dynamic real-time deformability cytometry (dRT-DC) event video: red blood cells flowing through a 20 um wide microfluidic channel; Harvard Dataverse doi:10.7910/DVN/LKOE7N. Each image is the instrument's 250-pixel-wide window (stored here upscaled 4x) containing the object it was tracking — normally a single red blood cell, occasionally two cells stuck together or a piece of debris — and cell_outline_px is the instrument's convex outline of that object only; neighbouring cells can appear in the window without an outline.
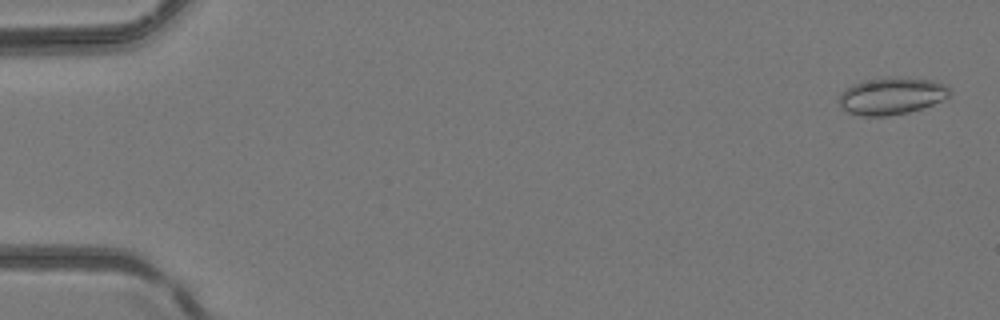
{"species": "common noctule bat (a hibernating species)", "species_latin": "Nyctalus noctula", "temperature_condition": "room temperature", "stored_images_in_passage": 2, "camera_frame_rate_fps": 3000, "um_per_image_px": 0.085, "animal": {"sex": "female", "body_mass_g": 24.6, "forearm_length_mm": 56.2}, "frame": {"image": 1, "passage_image": 1, "time_ms": 0.0, "image_size_px": [1000, 320], "cell_outline_px": [[948, 96], [932, 104], [908, 112], [888, 116], [864, 116], [848, 112], [840, 104], [840, 92], [852, 84], [868, 80], [888, 76], [932, 80], [944, 84], [948, 88]], "centroid_in_image_um": [75.75, 8.14], "position_along_channel_um": 9.3, "area_um2": 23.52}}